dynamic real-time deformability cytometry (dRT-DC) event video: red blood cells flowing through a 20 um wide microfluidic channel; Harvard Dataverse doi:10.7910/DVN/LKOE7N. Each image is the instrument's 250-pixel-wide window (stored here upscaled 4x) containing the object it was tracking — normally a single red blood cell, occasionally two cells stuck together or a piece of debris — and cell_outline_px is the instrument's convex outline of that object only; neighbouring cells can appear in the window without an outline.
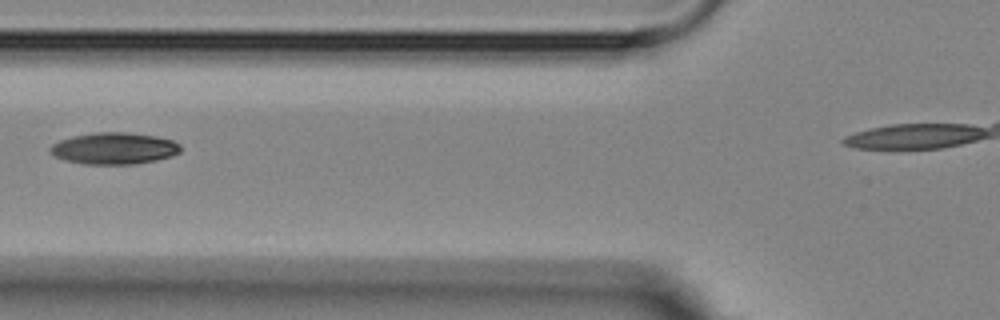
{"species": "Egyptian fruit bat (a non-hibernating species)", "species_latin": "Rousettus aegyptiacus", "temperature_condition": "room temperature", "stored_images_in_passage": 7, "segment_of_instrument_passage": [1, 2], "camera_frame_rate_fps": 3000, "um_per_image_px": 0.085, "animal": {"sex": "female"}, "frame": {"image": 1, "passage_image": 3, "time_ms": 2.333, "image_size_px": [1000, 320], "cell_outline_px": [[180, 152], [172, 156], [156, 160], [136, 164], [84, 164], [68, 160], [56, 156], [48, 148], [52, 144], [60, 140], [72, 136], [96, 132], [128, 132], [156, 136], [172, 140], [180, 144]], "centroid_in_image_um": [9.73, 12.6], "position_along_channel_um": 116.1, "area_um2": 23.99}}
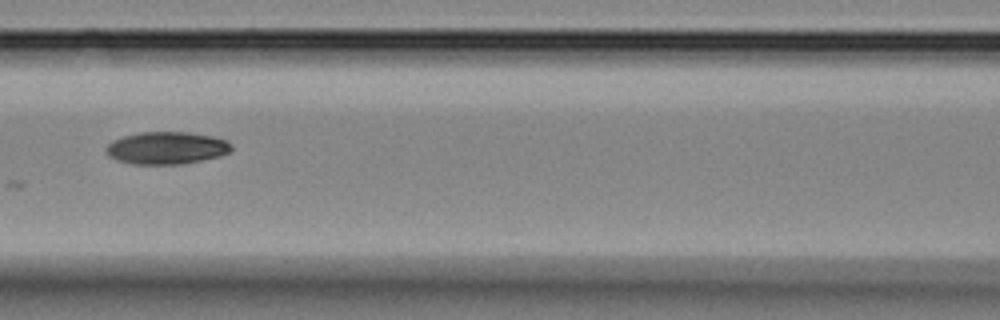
{"frame": {"image": 2, "passage_image": 4, "time_ms": 3.333, "image_size_px": [1000, 320], "cell_outline_px": [[232, 148], [228, 152], [216, 156], [200, 160], [180, 164], [132, 164], [116, 160], [108, 156], [104, 148], [112, 140], [124, 136], [140, 132], [188, 132], [212, 136], [228, 140], [232, 144]], "centroid_in_image_um": [14.11, 12.57], "position_along_channel_um": 152.5, "area_um2": 23.64}}
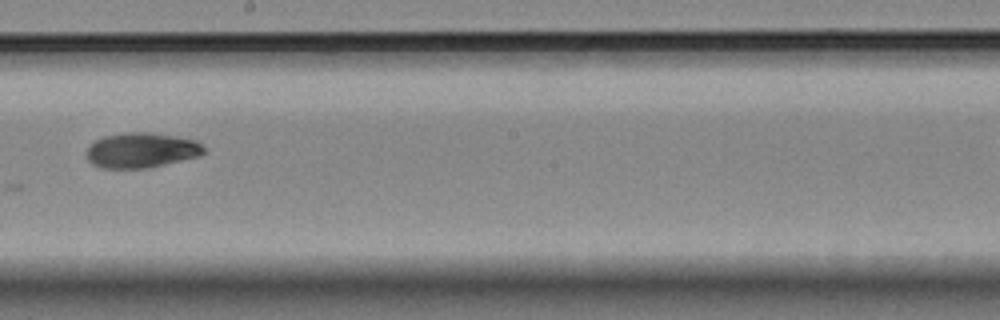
{"frame": {"image": 3, "passage_image": 6, "time_ms": 5.667, "image_size_px": [1000, 320], "cell_outline_px": [[204, 152], [200, 156], [148, 168], [104, 168], [88, 160], [84, 152], [88, 144], [104, 136], [128, 132], [148, 132], [176, 136], [196, 140], [204, 148]], "centroid_in_image_um": [12.0, 12.76], "position_along_channel_um": 236.2, "area_um2": 24.04}}